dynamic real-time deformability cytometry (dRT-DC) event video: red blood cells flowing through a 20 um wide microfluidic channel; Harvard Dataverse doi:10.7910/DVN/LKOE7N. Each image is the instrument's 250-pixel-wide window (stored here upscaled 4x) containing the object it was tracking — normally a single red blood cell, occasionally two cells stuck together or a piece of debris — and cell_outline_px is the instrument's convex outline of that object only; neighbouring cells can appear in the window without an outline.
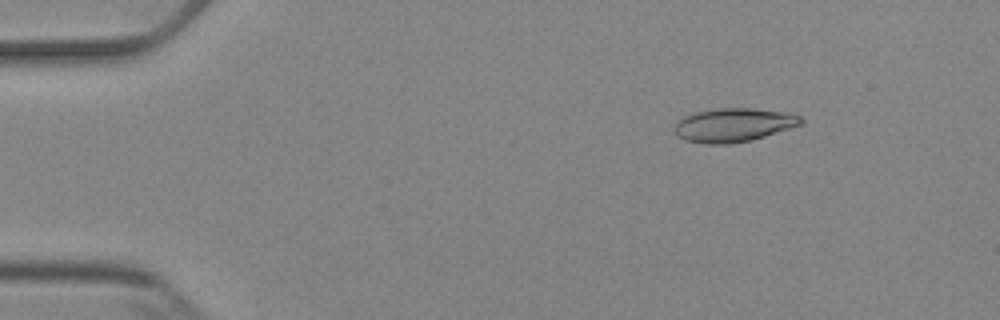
{"species": "Egyptian fruit bat (a non-hibernating species)", "species_latin": "Rousettus aegyptiacus", "temperature_condition": "cold", "stored_images_in_passage": 7, "camera_frame_rate_fps": 3000, "um_per_image_px": 0.085, "animal": {"sex": "female"}, "frame": {"image": 1, "passage_image": 2, "time_ms": 1.333, "image_size_px": [1000, 320], "cell_outline_px": [[804, 124], [752, 140], [728, 144], [708, 144], [684, 140], [676, 136], [672, 128], [676, 120], [684, 116], [696, 112], [716, 108], [752, 108], [788, 112], [800, 116], [804, 120]], "centroid_in_image_um": [62.33, 10.62], "position_along_channel_um": 22.7, "area_um2": 25.26}}
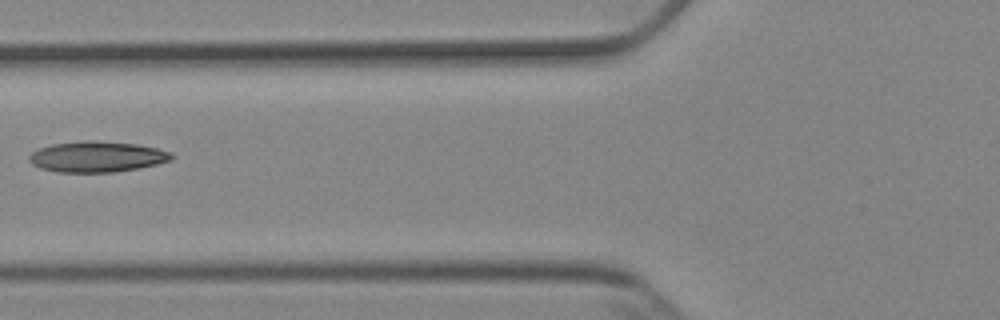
{"frame": {"image": 2, "passage_image": 6, "time_ms": 6.0, "image_size_px": [1000, 320], "cell_outline_px": [[176, 156], [172, 160], [156, 164], [136, 168], [112, 172], [60, 172], [40, 168], [32, 164], [28, 160], [28, 156], [32, 152], [40, 148], [52, 144], [84, 140], [92, 140], [136, 144], [156, 148], [172, 152]], "centroid_in_image_um": [8.25, 13.31], "position_along_channel_um": 117.6, "area_um2": 25.49}}
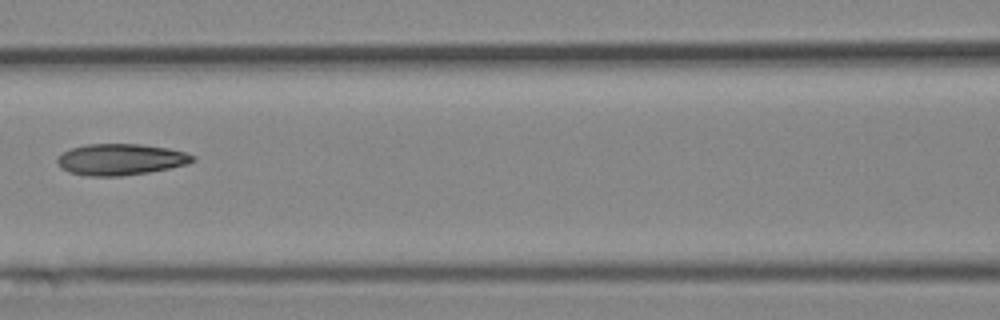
{"frame": {"image": 3, "passage_image": 7, "time_ms": 7.0, "image_size_px": [1000, 320], "cell_outline_px": [[196, 160], [188, 164], [148, 172], [120, 176], [88, 176], [68, 172], [60, 168], [56, 160], [56, 156], [72, 148], [84, 144], [140, 144], [168, 148], [184, 152], [196, 156]], "centroid_in_image_um": [10.23, 13.55], "position_along_channel_um": 156.4, "area_um2": 24.8}}